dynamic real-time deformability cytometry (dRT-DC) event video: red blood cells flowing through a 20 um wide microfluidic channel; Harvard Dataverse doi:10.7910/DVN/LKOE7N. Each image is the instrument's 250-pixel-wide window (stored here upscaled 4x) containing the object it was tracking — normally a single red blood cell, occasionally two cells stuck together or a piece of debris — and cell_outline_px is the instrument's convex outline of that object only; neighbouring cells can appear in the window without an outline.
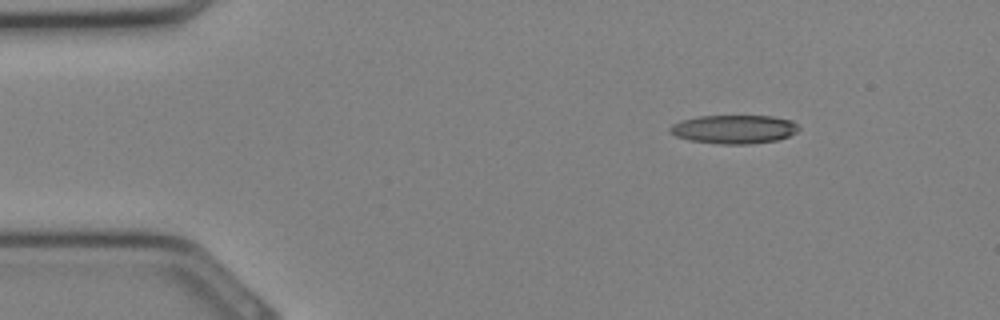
{"species": "Egyptian fruit bat (a non-hibernating species)", "species_latin": "Rousettus aegyptiacus", "temperature_condition": "cold", "stored_images_in_passage": 18, "camera_frame_rate_fps": 3000, "um_per_image_px": 0.085, "animal": {"sex": "female"}, "frame": {"image": 1, "passage_image": 1, "time_ms": 0.0, "image_size_px": [1000, 320], "cell_outline_px": [[800, 128], [796, 132], [788, 136], [776, 140], [748, 144], [720, 144], [688, 140], [676, 136], [668, 132], [668, 128], [672, 124], [680, 120], [700, 116], [772, 116], [792, 120]], "centroid_in_image_um": [62.35, 10.98], "position_along_channel_um": 22.6, "area_um2": 21.56}}
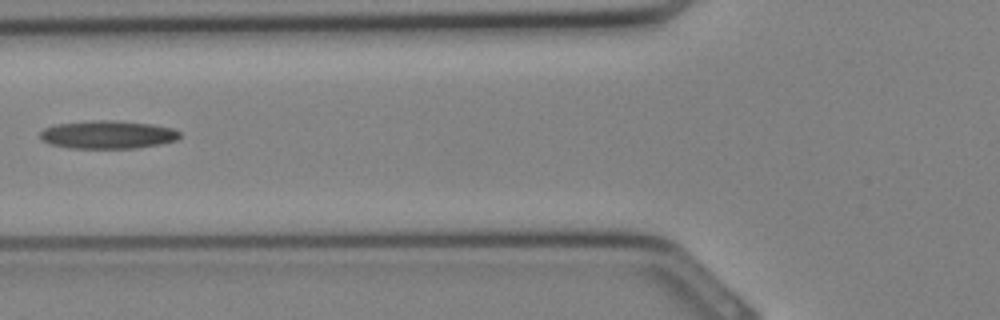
{"frame": {"image": 2, "passage_image": 9, "time_ms": 2.667, "image_size_px": [1000, 320], "cell_outline_px": [[180, 136], [176, 140], [160, 144], [136, 148], [68, 148], [48, 144], [40, 136], [40, 132], [44, 128], [56, 124], [92, 120], [112, 120], [152, 124], [172, 128], [180, 132]], "centroid_in_image_um": [9.14, 11.44], "position_along_channel_um": 116.7, "area_um2": 22.89}}
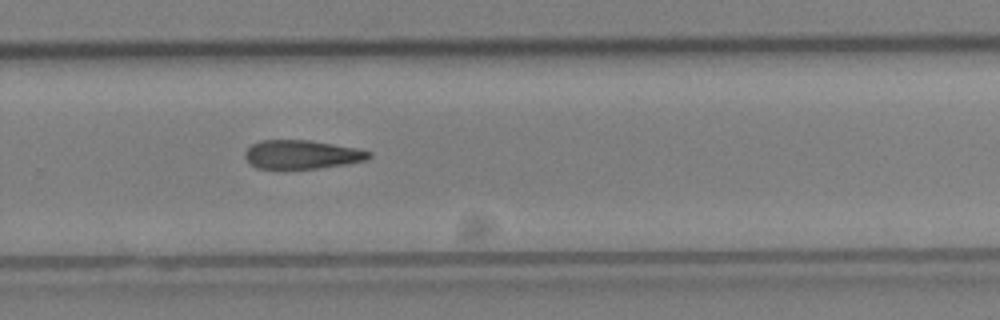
{"frame": {"image": 3, "passage_image": 18, "time_ms": 5.667, "image_size_px": [1000, 320], "cell_outline_px": [[372, 156], [368, 160], [344, 164], [316, 168], [256, 168], [244, 156], [244, 152], [252, 144], [260, 140], [308, 140], [356, 148], [372, 152]], "centroid_in_image_um": [25.66, 13.12], "position_along_channel_um": 304.1, "area_um2": 20.52}}